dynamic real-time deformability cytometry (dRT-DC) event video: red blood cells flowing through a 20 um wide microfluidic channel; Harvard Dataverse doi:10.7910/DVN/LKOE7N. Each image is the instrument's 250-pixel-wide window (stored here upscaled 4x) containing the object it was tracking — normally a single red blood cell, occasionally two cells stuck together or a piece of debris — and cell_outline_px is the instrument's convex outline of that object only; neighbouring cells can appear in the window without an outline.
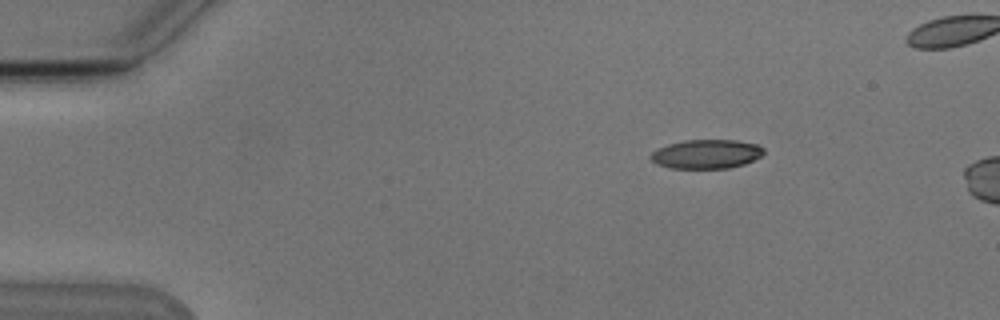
{"species": "Egyptian fruit bat (a non-hibernating species)", "species_latin": "Rousettus aegyptiacus", "temperature_condition": "cold", "stored_images_in_passage": 2, "camera_frame_rate_fps": 3000, "um_per_image_px": 0.085, "animal": {"sex": "male"}, "frame": {"image": 1, "passage_image": 1, "time_ms": 0.0, "image_size_px": [1000, 320], "cell_outline_px": [[764, 152], [760, 156], [744, 164], [728, 168], [668, 168], [656, 164], [648, 156], [656, 148], [668, 144], [684, 140], [736, 140], [756, 144], [764, 148]], "centroid_in_image_um": [59.99, 13.09], "position_along_channel_um": 25.0, "area_um2": 19.19}}